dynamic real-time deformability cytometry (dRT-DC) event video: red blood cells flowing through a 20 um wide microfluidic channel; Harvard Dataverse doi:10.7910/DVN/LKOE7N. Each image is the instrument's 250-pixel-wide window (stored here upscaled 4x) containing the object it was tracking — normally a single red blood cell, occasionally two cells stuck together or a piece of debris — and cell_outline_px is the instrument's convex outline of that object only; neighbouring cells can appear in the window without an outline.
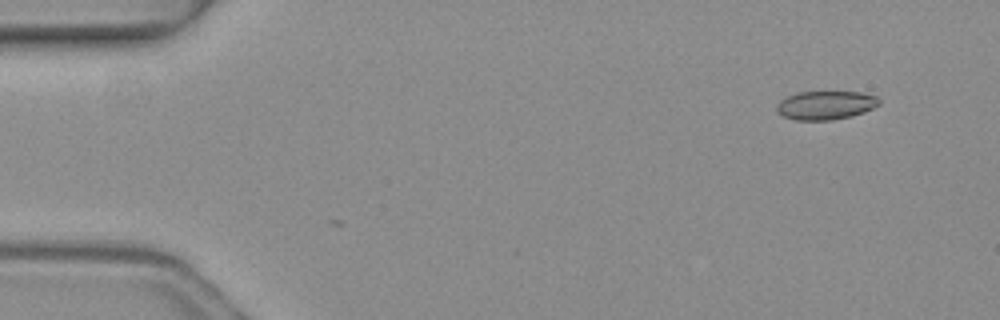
{"species": "common noctule bat (a hibernating species)", "species_latin": "Nyctalus noctula", "temperature_condition": "warm", "stored_images_in_passage": 2, "camera_frame_rate_fps": 3000, "um_per_image_px": 0.085, "animal": {"sex": "female", "body_mass_g": 19.3, "forearm_length_mm": 54.1}, "frame": {"image": 1, "passage_image": 2, "time_ms": 0.333, "image_size_px": [1000, 320], "cell_outline_px": [[880, 104], [864, 112], [852, 116], [832, 120], [796, 120], [784, 116], [776, 112], [776, 104], [780, 100], [796, 92], [860, 92], [876, 96], [880, 100]], "centroid_in_image_um": [70.16, 8.94], "position_along_channel_um": 14.8, "area_um2": 17.17}}